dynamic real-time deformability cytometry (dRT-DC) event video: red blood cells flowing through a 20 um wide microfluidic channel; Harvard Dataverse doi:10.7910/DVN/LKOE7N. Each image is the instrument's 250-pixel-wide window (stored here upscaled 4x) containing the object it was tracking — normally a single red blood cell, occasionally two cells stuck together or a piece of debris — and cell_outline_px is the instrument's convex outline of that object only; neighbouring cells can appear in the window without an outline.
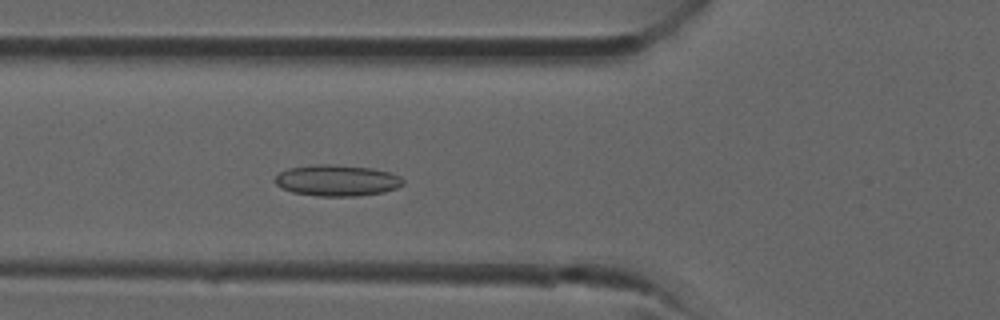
{"species": "common noctule bat (a hibernating species)", "species_latin": "Nyctalus noctula", "temperature_condition": "room temperature", "stored_images_in_passage": 36, "camera_frame_rate_fps": 3000, "um_per_image_px": 0.085, "animal": {"sex": "male", "forearm_length_mm": 52.5}, "frame": {"image": 1, "passage_image": 13, "time_ms": 4.0, "image_size_px": [1000, 320], "cell_outline_px": [[404, 184], [396, 188], [384, 192], [356, 196], [320, 196], [292, 192], [276, 184], [272, 180], [280, 172], [288, 168], [312, 164], [328, 164], [372, 168], [392, 172], [400, 176], [404, 180]], "centroid_in_image_um": [28.66, 15.33], "position_along_channel_um": 97.1, "area_um2": 23.41}}
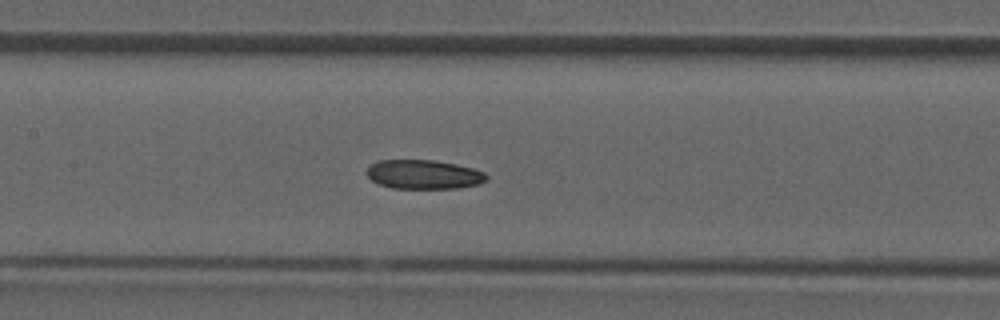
{"frame": {"image": 2, "passage_image": 17, "time_ms": 5.333, "image_size_px": [1000, 320], "cell_outline_px": [[488, 180], [480, 184], [460, 188], [392, 188], [380, 184], [372, 180], [364, 172], [372, 164], [380, 160], [436, 160], [456, 164], [472, 168], [484, 172], [488, 176]], "centroid_in_image_um": [36.05, 14.83], "position_along_channel_um": 171.4, "area_um2": 20.4}}
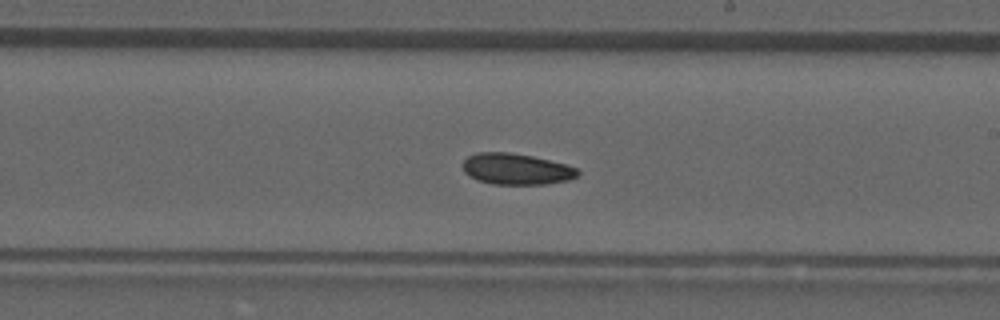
{"frame": {"image": 3, "passage_image": 21, "time_ms": 6.667, "image_size_px": [1000, 320], "cell_outline_px": [[580, 172], [576, 176], [568, 180], [544, 184], [492, 184], [476, 180], [468, 176], [464, 172], [464, 160], [468, 156], [476, 152], [508, 152], [532, 156], [568, 164], [576, 168]], "centroid_in_image_um": [43.87, 14.36], "position_along_channel_um": 245.1, "area_um2": 20.92}}